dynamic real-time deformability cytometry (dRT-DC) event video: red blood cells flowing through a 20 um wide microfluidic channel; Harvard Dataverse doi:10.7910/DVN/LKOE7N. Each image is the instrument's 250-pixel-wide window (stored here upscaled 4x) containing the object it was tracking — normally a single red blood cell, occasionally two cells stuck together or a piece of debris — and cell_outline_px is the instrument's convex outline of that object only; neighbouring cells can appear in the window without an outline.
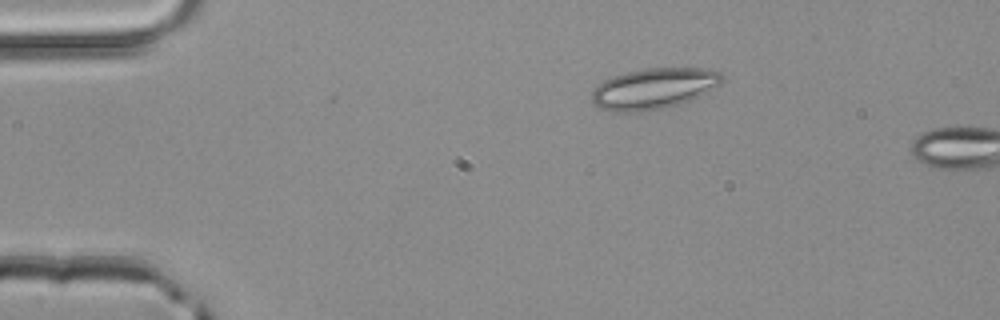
{"species": "common noctule bat (a hibernating species)", "species_latin": "Nyctalus noctula", "temperature_condition": "room temperature", "stored_images_in_passage": 2, "camera_frame_rate_fps": 3000, "um_per_image_px": 0.085, "animal": {"sex": "male", "body_mass_g": 20.4}, "frame": {"image": 1, "passage_image": 1, "time_ms": 0.0, "image_size_px": [1000, 320], "cell_outline_px": [[724, 80], [720, 84], [688, 100], [676, 104], [640, 112], [612, 112], [600, 108], [592, 104], [592, 92], [604, 80], [612, 76], [628, 72], [648, 68], [708, 68], [720, 72], [724, 76]], "centroid_in_image_um": [55.55, 7.52], "position_along_channel_um": 29.5, "area_um2": 30.58}}